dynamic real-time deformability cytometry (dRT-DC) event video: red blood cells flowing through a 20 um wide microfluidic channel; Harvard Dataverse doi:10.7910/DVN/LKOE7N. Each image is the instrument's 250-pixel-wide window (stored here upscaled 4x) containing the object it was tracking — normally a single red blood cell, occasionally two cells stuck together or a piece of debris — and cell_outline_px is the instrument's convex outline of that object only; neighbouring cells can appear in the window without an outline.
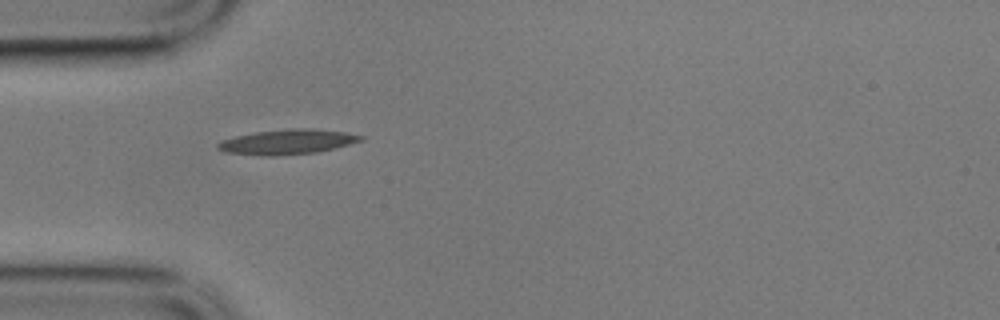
{"species": "common noctule bat (a hibernating species)", "species_latin": "Nyctalus noctula", "temperature_condition": "cold", "stored_images_in_passage": 2, "camera_frame_rate_fps": 3000, "um_per_image_px": 0.085, "animal": {"sex": "male", "body_mass_g": 17.9}, "frame": {"image": 1, "passage_image": 1, "time_ms": 0.0, "image_size_px": [1000, 320], "cell_outline_px": [[364, 140], [336, 148], [316, 152], [276, 156], [260, 156], [224, 152], [216, 148], [216, 144], [220, 140], [236, 136], [256, 132], [288, 128], [312, 128], [344, 132], [364, 136]], "centroid_in_image_um": [24.4, 12.06], "position_along_channel_um": 60.6, "area_um2": 20.98}}